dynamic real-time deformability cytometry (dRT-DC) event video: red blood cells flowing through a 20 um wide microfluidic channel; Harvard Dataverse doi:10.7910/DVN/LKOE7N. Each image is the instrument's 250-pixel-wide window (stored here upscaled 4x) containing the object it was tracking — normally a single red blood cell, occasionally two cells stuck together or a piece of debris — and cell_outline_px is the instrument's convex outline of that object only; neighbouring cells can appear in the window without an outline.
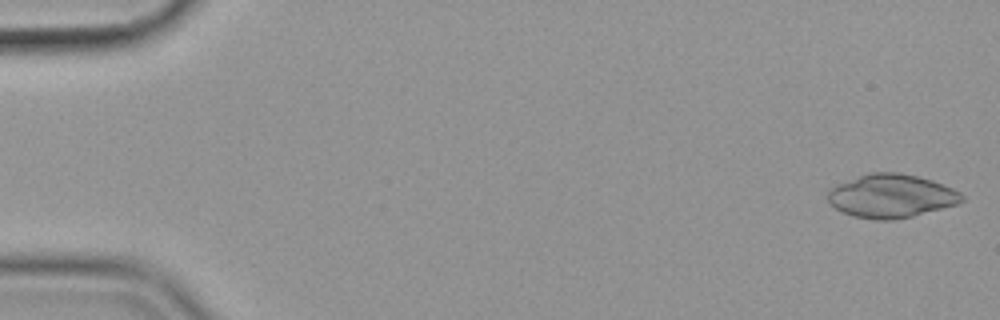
{"species": "common noctule bat (a hibernating species)", "species_latin": "Nyctalus noctula", "temperature_condition": "cold", "stored_images_in_passage": 42, "segment_of_instrument_passage": [1, 2], "camera_frame_rate_fps": 3000, "um_per_image_px": 0.085, "animal": {"sex": "female", "body_mass_g": 19.9}, "frame": {"image": 1, "passage_image": 1, "time_ms": 0.0, "image_size_px": [1000, 320], "cell_outline_px": [[964, 200], [956, 204], [912, 216], [892, 220], [876, 220], [856, 216], [844, 212], [836, 208], [828, 200], [828, 192], [836, 184], [872, 172], [900, 172], [932, 180], [952, 188], [960, 192], [964, 196]], "centroid_in_image_um": [75.77, 16.65], "position_along_channel_um": 9.2, "area_um2": 33.52}}